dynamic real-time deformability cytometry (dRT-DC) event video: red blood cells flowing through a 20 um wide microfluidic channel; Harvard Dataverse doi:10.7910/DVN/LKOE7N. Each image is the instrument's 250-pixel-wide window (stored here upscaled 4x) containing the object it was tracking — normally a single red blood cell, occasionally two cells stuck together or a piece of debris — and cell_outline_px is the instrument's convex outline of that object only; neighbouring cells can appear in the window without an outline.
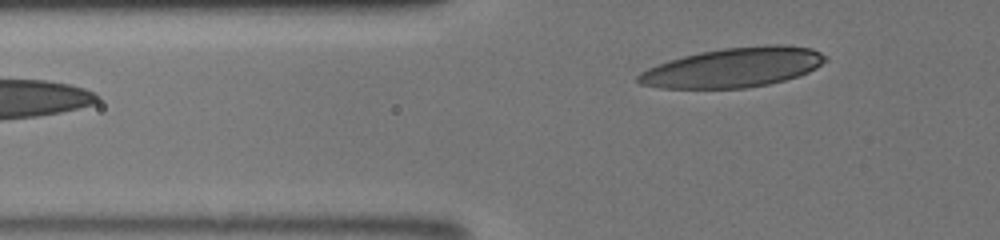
{"species": "human", "species_latin": "Homo sapiens", "temperature_condition": "room temperature", "stored_images_in_passage": 4, "camera_frame_rate_fps": 3000, "um_per_image_px": 0.085, "donor": {"sex": "male"}, "frame": {"image": 1, "passage_image": 4, "time_ms": 2.333, "image_size_px": [1000, 240], "cell_outline_px": [[828, 60], [816, 68], [800, 76], [768, 84], [748, 88], [660, 88], [640, 84], [636, 80], [636, 76], [640, 72], [648, 68], [684, 56], [700, 52], [724, 48], [768, 44], [780, 44], [812, 48], [828, 56]], "centroid_in_image_um": [62.39, 5.73], "position_along_channel_um": 63.4, "area_um2": 43.23}}